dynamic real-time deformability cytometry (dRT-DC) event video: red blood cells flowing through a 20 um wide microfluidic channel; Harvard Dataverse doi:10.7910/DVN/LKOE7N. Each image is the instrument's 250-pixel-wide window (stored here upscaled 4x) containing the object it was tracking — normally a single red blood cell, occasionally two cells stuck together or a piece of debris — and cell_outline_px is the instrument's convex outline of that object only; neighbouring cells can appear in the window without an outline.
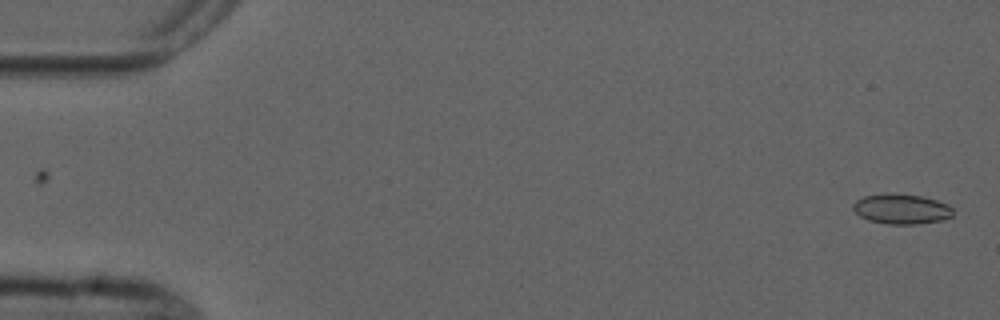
{"species": "common noctule bat (a hibernating species)", "species_latin": "Nyctalus noctula", "temperature_condition": "cold", "stored_images_in_passage": 2, "camera_frame_rate_fps": 3000, "um_per_image_px": 0.085, "animal": {"sex": "male", "forearm_length_mm": 52.5}, "frame": {"image": 1, "passage_image": 2, "time_ms": 1.0, "image_size_px": [1000, 320], "cell_outline_px": [[952, 216], [940, 220], [916, 224], [888, 224], [868, 220], [860, 216], [852, 208], [852, 204], [856, 200], [864, 196], [888, 192], [892, 192], [924, 196], [948, 204], [952, 208]], "centroid_in_image_um": [76.59, 17.74], "position_along_channel_um": 8.4, "area_um2": 17.69}}